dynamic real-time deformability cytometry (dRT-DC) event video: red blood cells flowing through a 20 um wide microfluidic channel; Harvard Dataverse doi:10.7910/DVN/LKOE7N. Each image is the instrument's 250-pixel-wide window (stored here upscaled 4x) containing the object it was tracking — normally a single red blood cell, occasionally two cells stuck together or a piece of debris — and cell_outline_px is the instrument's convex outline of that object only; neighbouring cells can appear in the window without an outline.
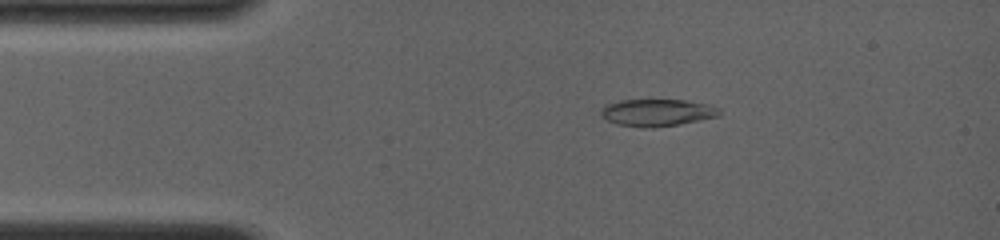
{"species": "common noctule bat (a hibernating species)", "species_latin": "Nyctalus noctula", "temperature_condition": "room temperature", "stored_images_in_passage": 4, "camera_frame_rate_fps": 4000, "um_per_image_px": 0.085, "animal": {"sex": "female", "body_mass_g": 19.0, "forearm_length_mm": 56.7}, "frame": {"image": 1, "passage_image": 3, "time_ms": 2.25, "image_size_px": [1000, 240], "cell_outline_px": [[720, 116], [680, 124], [652, 128], [644, 128], [616, 124], [600, 116], [600, 108], [604, 104], [620, 100], [684, 100], [708, 104], [720, 108]], "centroid_in_image_um": [55.82, 9.57], "position_along_channel_um": 29.2, "area_um2": 18.96}}